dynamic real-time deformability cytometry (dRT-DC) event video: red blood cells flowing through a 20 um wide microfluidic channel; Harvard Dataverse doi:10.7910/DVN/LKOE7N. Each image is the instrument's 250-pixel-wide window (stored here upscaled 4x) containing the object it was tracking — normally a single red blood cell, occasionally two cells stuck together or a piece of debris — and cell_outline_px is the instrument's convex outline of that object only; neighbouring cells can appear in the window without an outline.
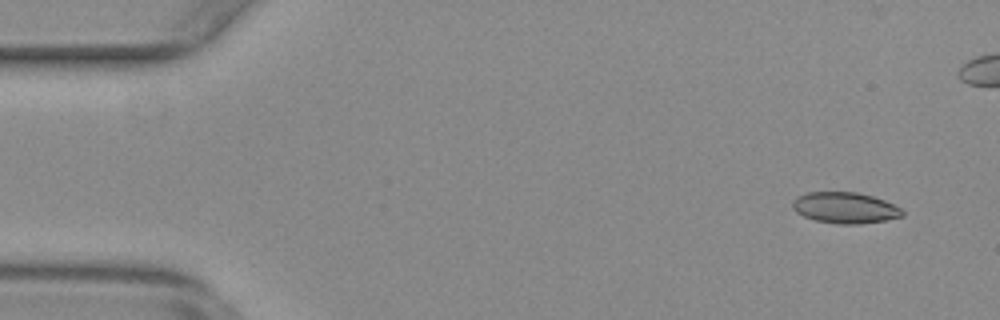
{"species": "common noctule bat (a hibernating species)", "species_latin": "Nyctalus noctula", "temperature_condition": "warm", "stored_images_in_passage": 32, "camera_frame_rate_fps": 3000, "um_per_image_px": 0.085, "animal": {"sex": "female", "body_mass_g": 29.2, "forearm_length_mm": 56.3}, "frame": {"image": 1, "passage_image": 4, "time_ms": 1.0, "image_size_px": [1000, 320], "cell_outline_px": [[904, 216], [884, 220], [860, 224], [836, 224], [816, 220], [804, 216], [796, 212], [792, 208], [792, 200], [796, 196], [808, 192], [856, 192], [872, 196], [884, 200], [900, 208], [904, 212]], "centroid_in_image_um": [71.8, 17.66], "position_along_channel_um": 13.2, "area_um2": 19.88}}
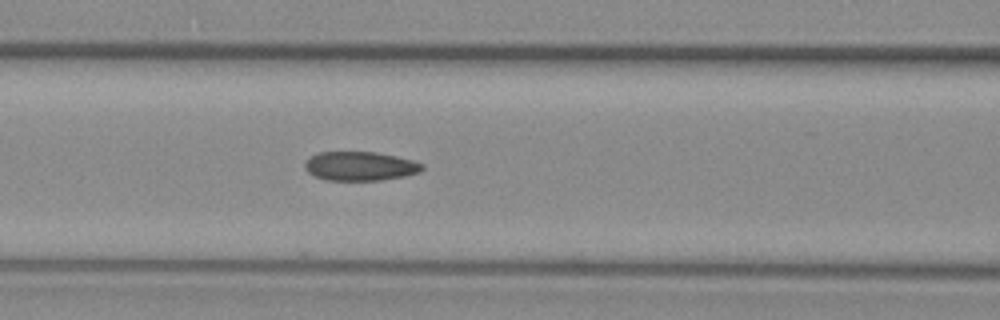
{"frame": {"image": 2, "passage_image": 23, "time_ms": 7.333, "image_size_px": [1000, 320], "cell_outline_px": [[424, 168], [420, 172], [404, 176], [380, 180], [328, 180], [312, 176], [304, 168], [304, 164], [312, 156], [320, 152], [376, 152], [396, 156], [412, 160], [424, 164]], "centroid_in_image_um": [30.62, 14.12], "position_along_channel_um": 136.0, "area_um2": 19.83}}
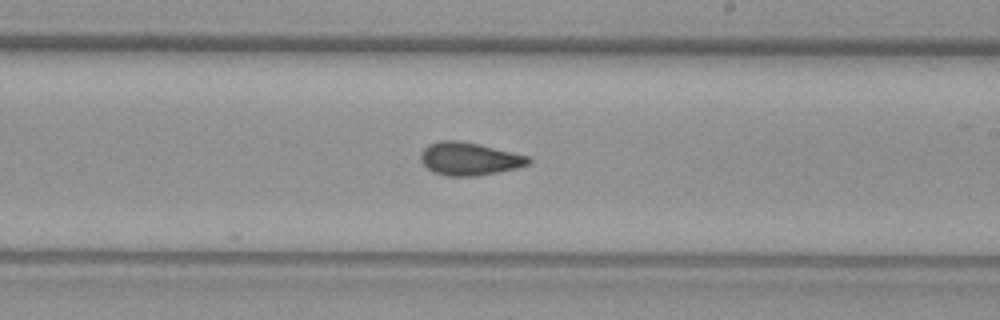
{"frame": {"image": 3, "passage_image": 32, "time_ms": 10.333, "image_size_px": [1000, 320], "cell_outline_px": [[532, 160], [528, 164], [516, 168], [476, 176], [448, 176], [432, 172], [420, 160], [420, 152], [428, 144], [440, 140], [460, 140], [480, 144], [528, 156]], "centroid_in_image_um": [39.85, 13.49], "position_along_channel_um": 249.2, "area_um2": 20.69}}